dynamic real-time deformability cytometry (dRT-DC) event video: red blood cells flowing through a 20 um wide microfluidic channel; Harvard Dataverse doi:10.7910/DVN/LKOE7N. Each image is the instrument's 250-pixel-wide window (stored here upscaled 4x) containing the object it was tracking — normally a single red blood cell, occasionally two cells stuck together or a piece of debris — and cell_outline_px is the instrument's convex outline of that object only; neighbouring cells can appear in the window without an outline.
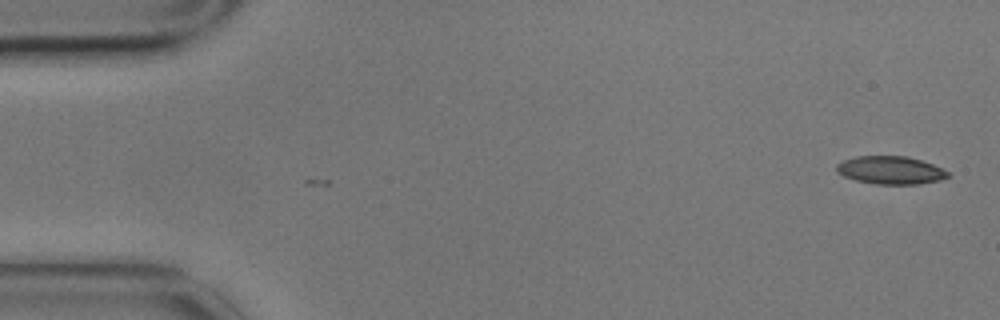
{"species": "common noctule bat (a hibernating species)", "species_latin": "Nyctalus noctula", "temperature_condition": "cold", "stored_images_in_passage": 2, "camera_frame_rate_fps": 3000, "um_per_image_px": 0.085, "animal": {"sex": "male", "body_mass_g": 17.9}, "frame": {"image": 1, "passage_image": 2, "time_ms": 0.333, "image_size_px": [1000, 320], "cell_outline_px": [[948, 176], [940, 180], [916, 184], [876, 184], [856, 180], [844, 176], [836, 172], [836, 164], [844, 160], [856, 156], [908, 156], [932, 164], [948, 172]], "centroid_in_image_um": [75.65, 14.46], "position_along_channel_um": 9.3, "area_um2": 17.98}}